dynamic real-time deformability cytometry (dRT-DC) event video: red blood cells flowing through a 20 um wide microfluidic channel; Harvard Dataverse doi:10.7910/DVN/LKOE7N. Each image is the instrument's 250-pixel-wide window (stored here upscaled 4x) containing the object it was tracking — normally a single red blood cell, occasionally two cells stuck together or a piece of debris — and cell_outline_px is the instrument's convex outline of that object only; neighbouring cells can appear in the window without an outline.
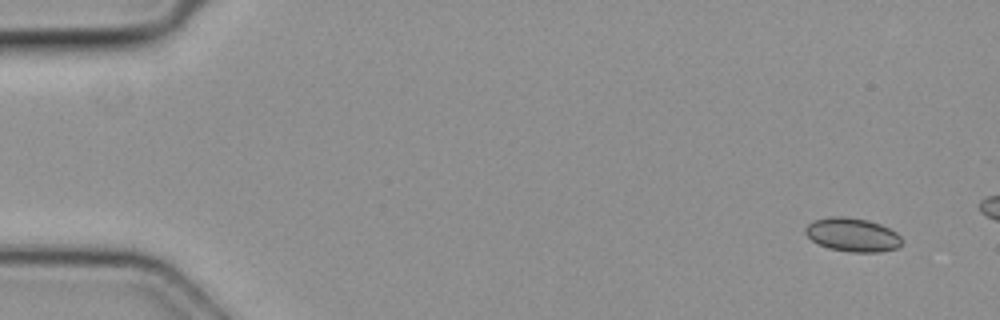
{"species": "common noctule bat (a hibernating species)", "species_latin": "Nyctalus noctula", "temperature_condition": "cold", "stored_images_in_passage": 2, "camera_frame_rate_fps": 3000, "um_per_image_px": 0.085, "animal": {"sex": "female", "body_mass_g": 19.3, "forearm_length_mm": 54.1}, "frame": {"image": 1, "passage_image": 1, "time_ms": 0.0, "image_size_px": [1000, 320], "cell_outline_px": [[904, 240], [896, 248], [880, 252], [848, 252], [828, 248], [812, 240], [804, 232], [804, 228], [812, 220], [828, 216], [844, 216], [868, 220], [880, 224], [896, 232]], "centroid_in_image_um": [72.44, 19.95], "position_along_channel_um": 12.6, "area_um2": 19.07}}